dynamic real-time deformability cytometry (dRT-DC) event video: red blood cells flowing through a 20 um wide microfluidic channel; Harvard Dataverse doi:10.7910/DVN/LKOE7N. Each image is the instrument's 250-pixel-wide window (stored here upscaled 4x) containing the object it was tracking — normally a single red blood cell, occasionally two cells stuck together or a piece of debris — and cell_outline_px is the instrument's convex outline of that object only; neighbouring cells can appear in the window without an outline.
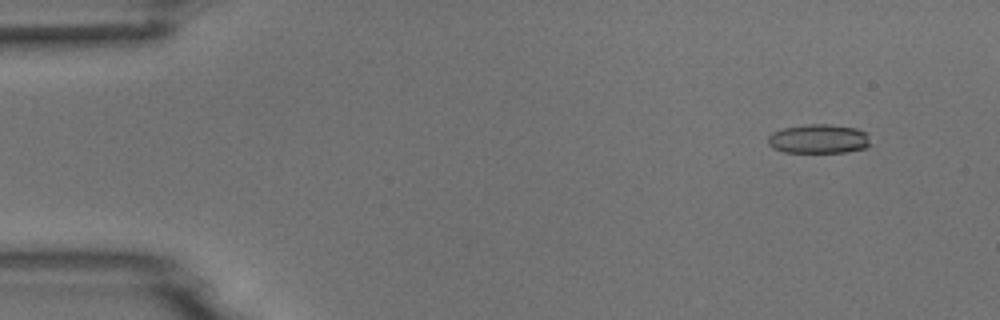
{"species": "common noctule bat (a hibernating species)", "species_latin": "Nyctalus noctula", "temperature_condition": "room temperature", "stored_images_in_passage": 5, "camera_frame_rate_fps": 3000, "um_per_image_px": 0.085, "animal": {"sex": "male", "body_mass_g": 18.8}, "frame": {"image": 1, "passage_image": 2, "time_ms": 1.0, "image_size_px": [1000, 320], "cell_outline_px": [[868, 144], [864, 148], [844, 152], [784, 152], [772, 148], [768, 144], [768, 136], [772, 132], [784, 128], [808, 124], [828, 124], [856, 128], [864, 132], [868, 140]], "centroid_in_image_um": [69.51, 11.8], "position_along_channel_um": 15.5, "area_um2": 17.17}}
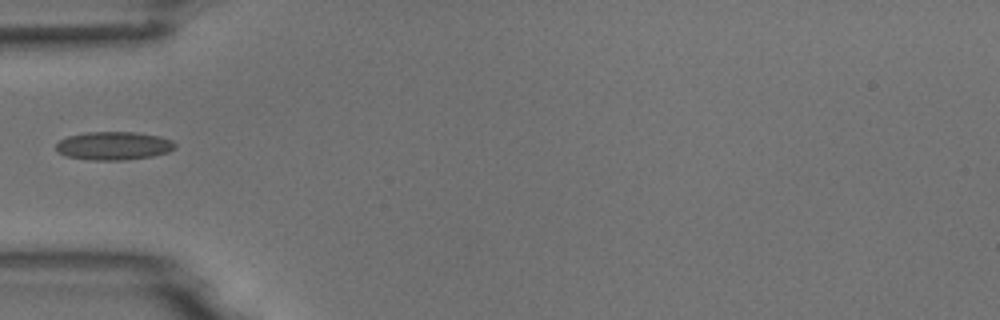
{"frame": {"image": 2, "passage_image": 5, "time_ms": 5.333, "image_size_px": [1000, 320], "cell_outline_px": [[176, 148], [168, 152], [152, 156], [124, 160], [92, 160], [64, 156], [56, 148], [56, 144], [60, 140], [68, 136], [88, 132], [136, 132], [160, 136], [172, 140], [176, 144]], "centroid_in_image_um": [9.69, 12.39], "position_along_channel_um": 75.3, "area_um2": 19.65}}